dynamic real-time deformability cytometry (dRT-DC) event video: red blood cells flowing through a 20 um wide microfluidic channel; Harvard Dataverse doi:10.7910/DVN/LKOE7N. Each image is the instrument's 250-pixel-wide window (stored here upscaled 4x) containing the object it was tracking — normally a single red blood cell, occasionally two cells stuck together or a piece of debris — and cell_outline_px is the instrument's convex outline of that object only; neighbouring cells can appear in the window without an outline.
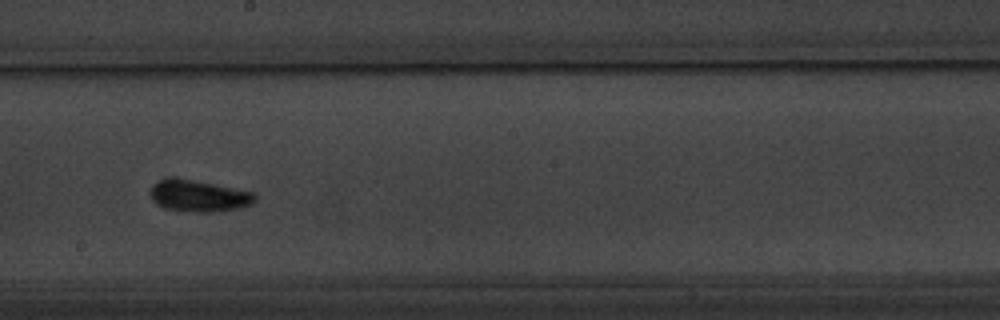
{"species": "common noctule bat (a hibernating species)", "species_latin": "Nyctalus noctula", "temperature_condition": "warm", "stored_images_in_passage": 54, "camera_frame_rate_fps": 3000, "um_per_image_px": 0.085, "animal": {"sex": "male", "body_mass_g": 20.1, "forearm_length_mm": 53.5}, "frame": {"image": 1, "passage_image": 31, "time_ms": 10.0, "image_size_px": [1000, 320], "cell_outline_px": [[256, 200], [252, 204], [236, 208], [216, 212], [192, 212], [164, 208], [156, 204], [152, 196], [152, 184], [160, 180], [192, 180], [256, 192]], "centroid_in_image_um": [16.96, 16.68], "position_along_channel_um": 231.2, "area_um2": 18.79}, "authors_computed_cell_mechanics": {"area_um2": 16.6753, "velocity_mm_per_s": 3.7427, "shape_relaxation_time_tau1_ms": 1.4091, "shape_relaxation_time_tau2_ms": 1.823, "deformation_change_tau1": 0.1291, "deformation_change_tau2": 0.0727}}